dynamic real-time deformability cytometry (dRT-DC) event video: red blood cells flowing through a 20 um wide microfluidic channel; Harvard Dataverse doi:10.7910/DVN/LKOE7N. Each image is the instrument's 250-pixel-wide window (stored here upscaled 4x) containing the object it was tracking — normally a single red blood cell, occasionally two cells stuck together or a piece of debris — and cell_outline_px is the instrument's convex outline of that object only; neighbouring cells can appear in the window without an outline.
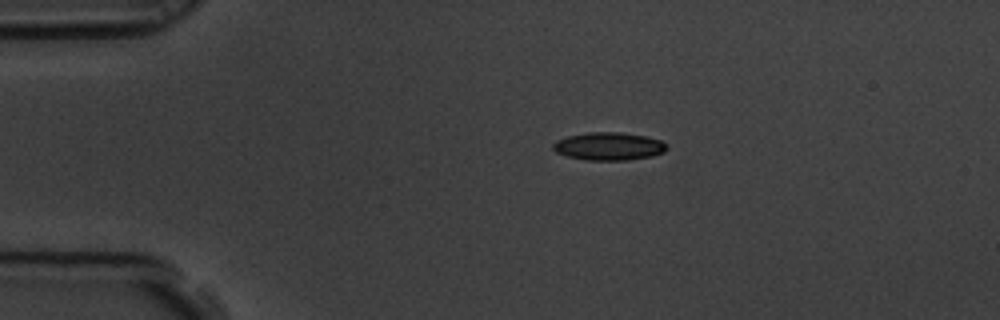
{"species": "common noctule bat (a hibernating species)", "species_latin": "Nyctalus noctula", "temperature_condition": "room temperature", "stored_images_in_passage": 48, "camera_frame_rate_fps": 3000, "um_per_image_px": 0.085, "animal": {"sex": "male", "body_mass_g": 19.5, "forearm_length_mm": 54.6}, "frame": {"image": 1, "passage_image": 1, "time_ms": 0.0, "image_size_px": [1000, 320], "cell_outline_px": [[668, 144], [664, 152], [652, 156], [628, 160], [584, 160], [568, 156], [556, 152], [552, 148], [552, 144], [556, 140], [568, 136], [588, 132], [620, 132], [644, 136], [660, 140]], "centroid_in_image_um": [51.74, 12.43], "position_along_channel_um": 33.3, "area_um2": 18.5}}
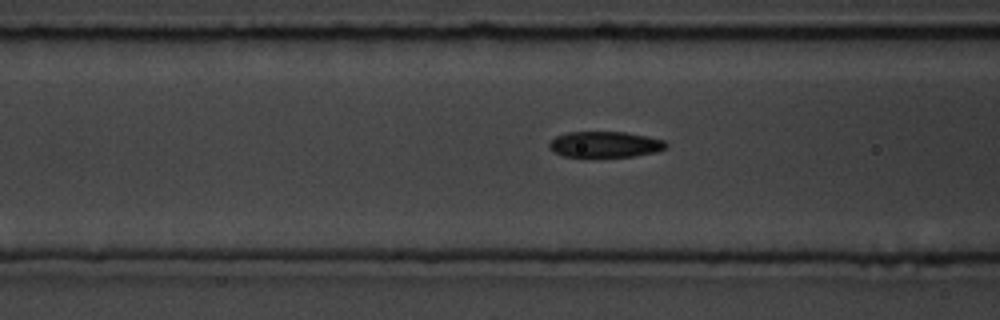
{"frame": {"image": 2, "passage_image": 12, "time_ms": 3.667, "image_size_px": [1000, 320], "cell_outline_px": [[668, 144], [664, 148], [656, 152], [632, 156], [564, 156], [552, 152], [548, 148], [548, 144], [556, 136], [568, 132], [624, 132], [648, 136], [664, 140]], "centroid_in_image_um": [51.4, 12.26], "position_along_channel_um": 115.2, "area_um2": 17.51}}
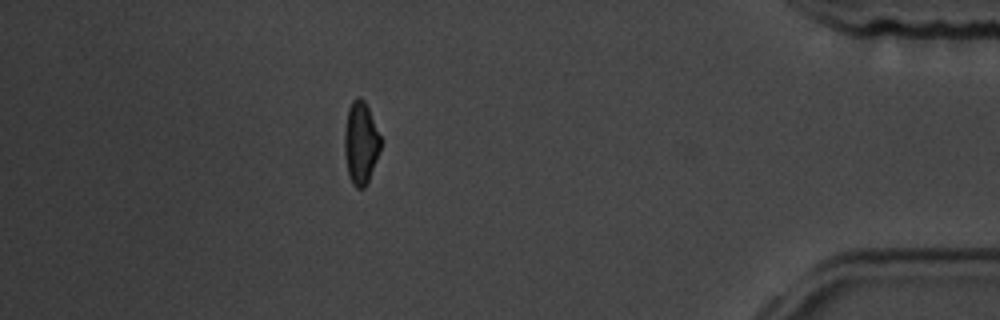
{"frame": {"image": 3, "passage_image": 41, "time_ms": 13.333, "image_size_px": [1000, 320], "cell_outline_px": [[380, 148], [376, 160], [368, 180], [364, 188], [356, 188], [352, 184], [348, 172], [344, 152], [344, 132], [348, 108], [352, 100], [356, 96], [360, 96], [364, 100], [368, 108], [380, 136]], "centroid_in_image_um": [30.64, 12.12], "position_along_channel_um": 404.6, "area_um2": 17.17}, "authors_computed_cell_mechanics": {"area_um2": 18.0047, "velocity_mm_per_s": 3.4675, "shape_relaxation_time_tau1_ms": 3.3867, "shape_relaxation_time_tau2_ms": 1.4873, "deformation_change_tau1": 0.1331, "deformation_change_tau2": 0.0704}}